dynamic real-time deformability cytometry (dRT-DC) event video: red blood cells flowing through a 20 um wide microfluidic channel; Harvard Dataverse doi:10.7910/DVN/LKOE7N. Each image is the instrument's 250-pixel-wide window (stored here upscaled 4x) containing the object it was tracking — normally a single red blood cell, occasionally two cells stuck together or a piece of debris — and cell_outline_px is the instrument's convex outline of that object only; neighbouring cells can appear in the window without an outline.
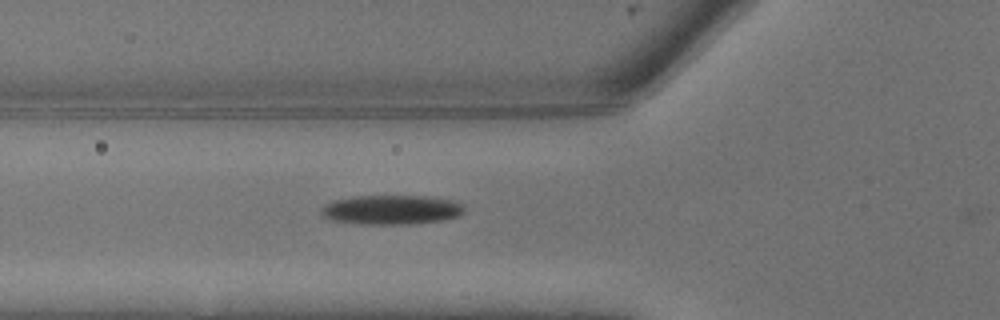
{"species": "common noctule bat (a hibernating species)", "species_latin": "Nyctalus noctula", "temperature_condition": "warm", "stored_images_in_passage": 7, "camera_frame_rate_fps": 3000, "um_per_image_px": 0.085, "animal": {"sex": "male", "body_mass_g": 13.3}, "frame": {"image": 1, "passage_image": 7, "time_ms": 2.0, "image_size_px": [1000, 320], "cell_outline_px": [[464, 212], [448, 220], [408, 224], [356, 224], [332, 220], [324, 216], [320, 212], [320, 208], [324, 204], [332, 200], [352, 196], [424, 196], [456, 200], [464, 204]], "centroid_in_image_um": [33.27, 17.82], "position_along_channel_um": 92.5, "area_um2": 24.91}}